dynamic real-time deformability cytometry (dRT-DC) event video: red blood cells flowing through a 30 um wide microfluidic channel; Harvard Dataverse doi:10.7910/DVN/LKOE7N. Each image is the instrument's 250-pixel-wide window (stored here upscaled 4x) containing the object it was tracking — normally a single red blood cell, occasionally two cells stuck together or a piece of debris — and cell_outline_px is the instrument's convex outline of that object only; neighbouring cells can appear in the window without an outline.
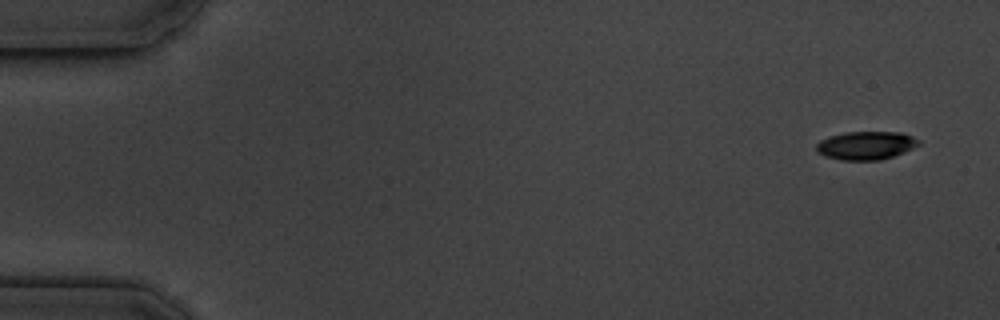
{"species": "common noctule bat (a hibernating species)", "species_latin": "Nyctalus noctula", "temperature_condition": "cold", "stored_images_in_passage": 5, "camera_frame_rate_fps": 3000, "um_per_image_px": 0.085, "animal": {"sex": "male", "body_mass_g": 19.5, "forearm_length_mm": 54.6}, "frame": {"image": 1, "passage_image": 1, "time_ms": 0.0, "image_size_px": [1000, 320], "cell_outline_px": [[920, 144], [904, 152], [880, 160], [840, 160], [824, 156], [816, 152], [816, 144], [820, 140], [844, 132], [900, 132], [912, 136], [920, 140]], "centroid_in_image_um": [73.59, 12.36], "position_along_channel_um": 11.4, "area_um2": 16.88}}
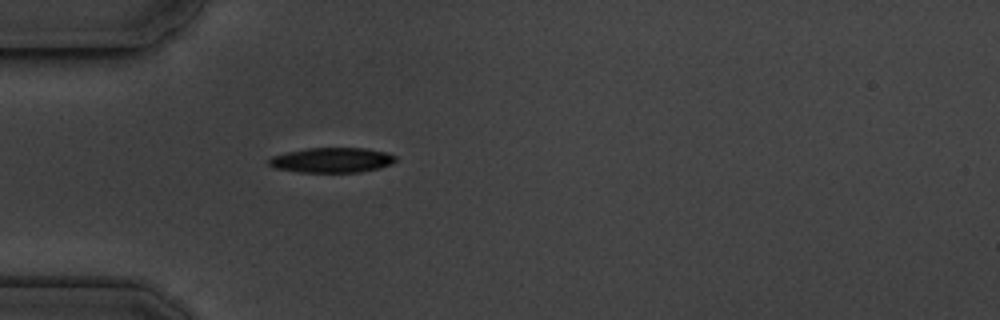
{"frame": {"image": 2, "passage_image": 5, "time_ms": 4.667, "image_size_px": [1000, 320], "cell_outline_px": [[396, 160], [392, 164], [380, 168], [360, 172], [300, 172], [276, 168], [268, 164], [268, 160], [272, 156], [288, 152], [308, 148], [364, 148], [384, 152], [396, 156]], "centroid_in_image_um": [28.23, 13.61], "position_along_channel_um": 56.8, "area_um2": 18.32}}